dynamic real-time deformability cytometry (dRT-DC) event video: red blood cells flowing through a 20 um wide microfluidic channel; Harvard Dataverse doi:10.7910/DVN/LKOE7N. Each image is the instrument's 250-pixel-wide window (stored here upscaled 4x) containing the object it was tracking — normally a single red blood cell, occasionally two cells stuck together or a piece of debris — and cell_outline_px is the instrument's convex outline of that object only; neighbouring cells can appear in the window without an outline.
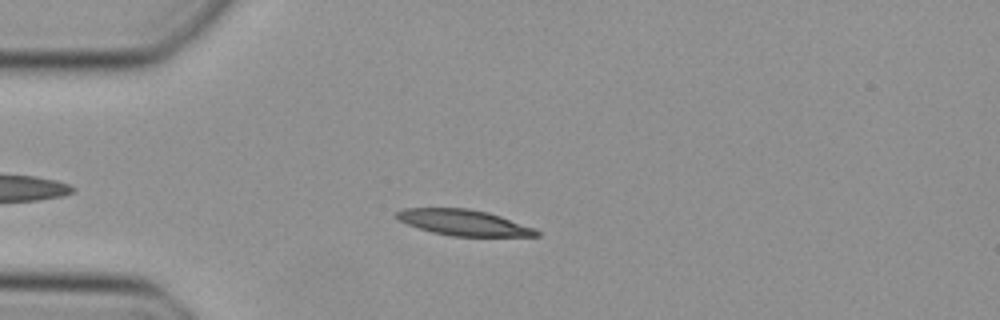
{"species": "Egyptian fruit bat (a non-hibernating species)", "species_latin": "Rousettus aegyptiacus", "temperature_condition": "cold", "stored_images_in_passage": 44, "camera_frame_rate_fps": 3000, "um_per_image_px": 0.085, "animal": {"sex": "female"}, "frame": {"image": 1, "passage_image": 8, "time_ms": 2.333, "image_size_px": [1000, 320], "cell_outline_px": [[540, 236], [452, 236], [432, 232], [408, 224], [400, 220], [396, 216], [396, 212], [404, 208], [468, 208], [488, 212], [536, 228], [540, 232]], "centroid_in_image_um": [39.46, 18.92], "position_along_channel_um": 45.5, "area_um2": 20.92}}
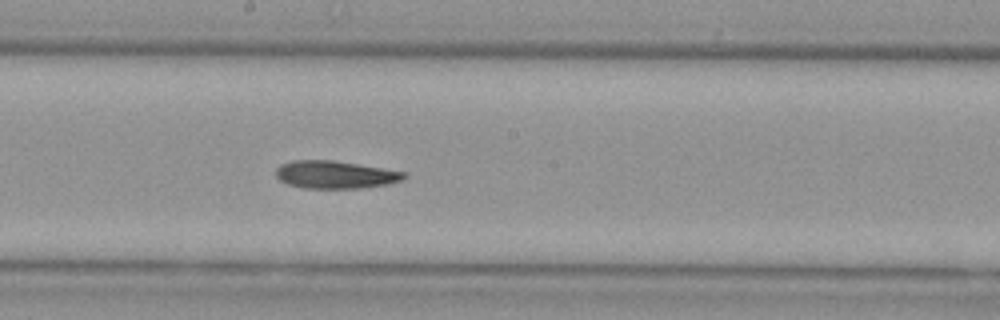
{"frame": {"image": 2, "passage_image": 22, "time_ms": 7.0, "image_size_px": [1000, 320], "cell_outline_px": [[408, 176], [404, 180], [388, 184], [360, 188], [304, 188], [288, 184], [280, 180], [276, 176], [276, 168], [280, 164], [292, 160], [332, 160], [404, 172]], "centroid_in_image_um": [28.47, 14.85], "position_along_channel_um": 219.7, "area_um2": 20.58}}
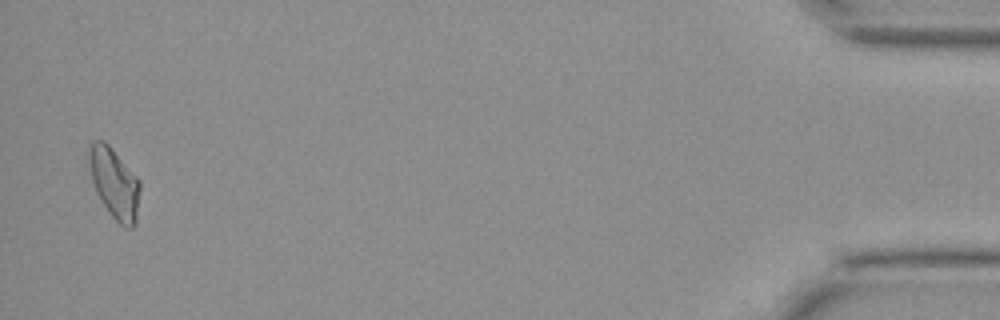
{"frame": {"image": 3, "passage_image": 43, "time_ms": 14.0, "image_size_px": [1000, 320], "cell_outline_px": [[140, 188], [136, 224], [132, 228], [124, 228], [112, 216], [96, 192], [92, 180], [88, 160], [88, 148], [96, 140], [104, 140], [108, 144], [140, 180]], "centroid_in_image_um": [9.74, 15.58], "position_along_channel_um": 425.5, "area_um2": 20.81}}